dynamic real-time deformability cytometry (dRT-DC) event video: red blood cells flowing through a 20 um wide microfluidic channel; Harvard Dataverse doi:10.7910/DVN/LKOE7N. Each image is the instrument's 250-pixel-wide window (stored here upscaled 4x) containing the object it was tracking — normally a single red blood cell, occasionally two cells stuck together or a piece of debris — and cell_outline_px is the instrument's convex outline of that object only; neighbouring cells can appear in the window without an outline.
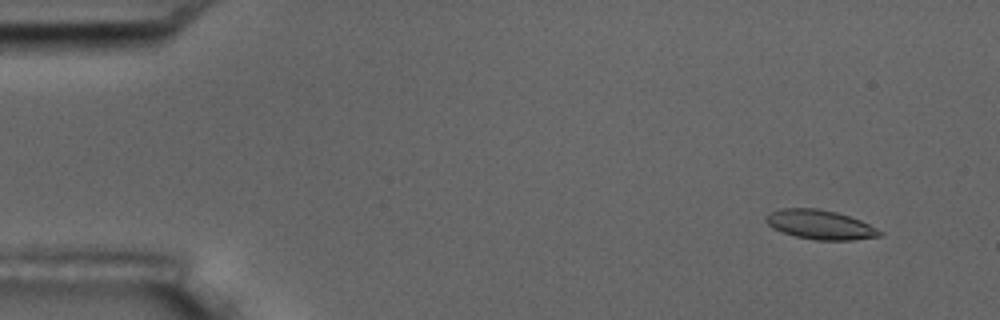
{"species": "common noctule bat (a hibernating species)", "species_latin": "Nyctalus noctula", "temperature_condition": "room temperature", "stored_images_in_passage": 6, "segment_of_instrument_passage": [2, 2], "camera_frame_rate_fps": 3000, "um_per_image_px": 0.085, "animal": {"sex": "male", "body_mass_g": 17.5, "forearm_length_mm": 52.3}, "frame": {"image": 1, "passage_image": 6, "time_ms": 6.667, "image_size_px": [1000, 320], "cell_outline_px": [[884, 232], [880, 236], [852, 240], [816, 240], [796, 236], [772, 228], [764, 220], [764, 216], [768, 212], [780, 208], [816, 208], [836, 212], [860, 220]], "centroid_in_image_um": [69.67, 19.08], "position_along_channel_um": 15.3, "area_um2": 19.42}}